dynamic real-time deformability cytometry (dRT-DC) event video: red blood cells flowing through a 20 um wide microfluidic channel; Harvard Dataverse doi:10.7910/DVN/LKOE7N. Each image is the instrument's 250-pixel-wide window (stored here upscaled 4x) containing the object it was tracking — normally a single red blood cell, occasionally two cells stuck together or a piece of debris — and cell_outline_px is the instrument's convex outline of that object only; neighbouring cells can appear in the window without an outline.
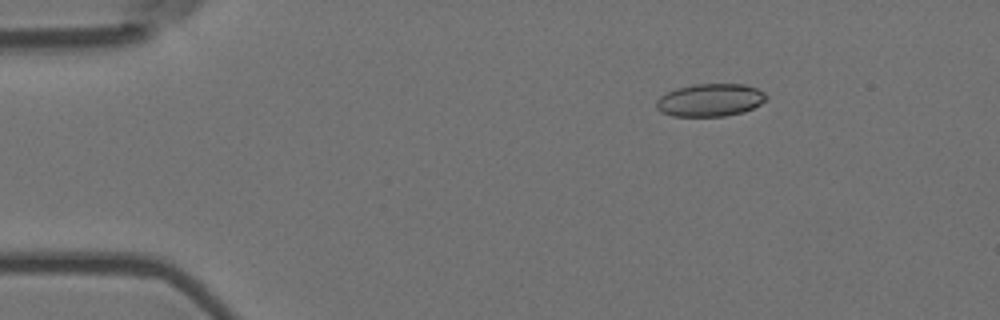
{"species": "Egyptian fruit bat (a non-hibernating species)", "species_latin": "Rousettus aegyptiacus", "temperature_condition": "room temperature", "stored_images_in_passage": 6, "camera_frame_rate_fps": 3000, "um_per_image_px": 0.085, "animal": {"sex": "female"}, "frame": {"image": 1, "passage_image": 3, "time_ms": 0.667, "image_size_px": [1000, 320], "cell_outline_px": [[768, 96], [760, 104], [744, 112], [724, 116], [672, 116], [660, 112], [656, 108], [656, 100], [660, 96], [676, 88], [692, 84], [744, 84], [756, 88], [764, 92]], "centroid_in_image_um": [60.34, 8.5], "position_along_channel_um": 24.7, "area_um2": 21.04}}
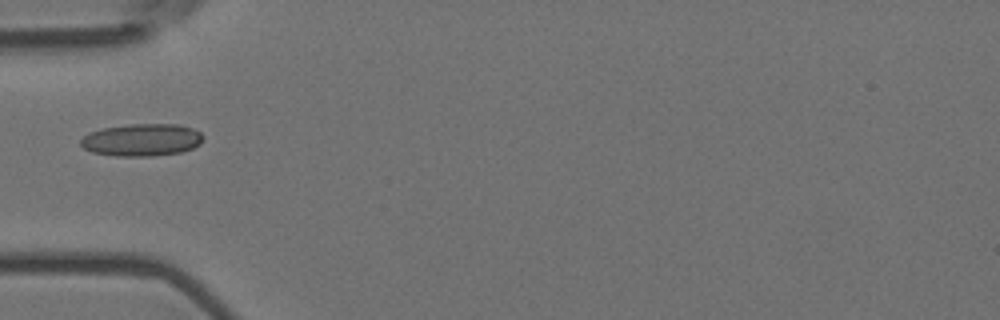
{"frame": {"image": 2, "passage_image": 6, "time_ms": 1.667, "image_size_px": [1000, 320], "cell_outline_px": [[204, 136], [200, 144], [192, 148], [180, 152], [148, 156], [116, 156], [92, 152], [84, 148], [80, 144], [80, 140], [84, 136], [92, 132], [104, 128], [128, 124], [180, 124], [192, 128], [200, 132]], "centroid_in_image_um": [12.07, 11.88], "position_along_channel_um": 72.9, "area_um2": 23.0}}